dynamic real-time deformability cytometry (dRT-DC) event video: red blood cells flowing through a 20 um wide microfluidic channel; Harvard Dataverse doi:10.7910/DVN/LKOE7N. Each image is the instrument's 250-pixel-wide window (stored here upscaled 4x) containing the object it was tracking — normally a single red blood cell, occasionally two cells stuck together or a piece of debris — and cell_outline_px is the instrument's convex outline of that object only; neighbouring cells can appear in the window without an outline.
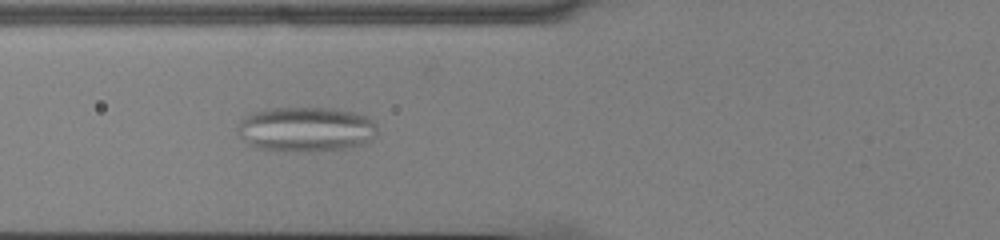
{"species": "common noctule bat (a hibernating species)", "species_latin": "Nyctalus noctula", "temperature_condition": "cold", "stored_images_in_passage": 34, "camera_frame_rate_fps": 3000, "um_per_image_px": 0.085, "animal": {"sex": "male", "body_mass_g": 13.0, "forearm_length_mm": 53.1}, "frame": {"image": 1, "passage_image": 6, "time_ms": 1.667, "image_size_px": [1000, 240], "cell_outline_px": [[376, 136], [368, 144], [348, 148], [256, 148], [240, 136], [236, 128], [240, 120], [244, 116], [252, 112], [268, 108], [336, 108], [368, 116], [376, 124]], "centroid_in_image_um": [26.05, 10.92], "position_along_channel_um": 99.8, "area_um2": 35.6}}
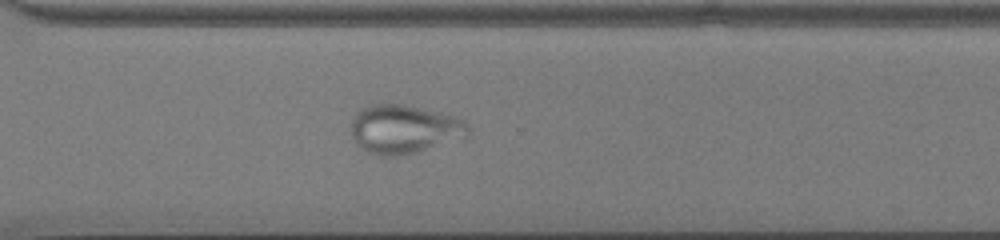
{"frame": {"image": 2, "passage_image": 25, "time_ms": 8.0, "image_size_px": [1000, 240], "cell_outline_px": [[472, 136], [468, 140], [416, 152], [396, 156], [380, 156], [368, 152], [360, 148], [356, 144], [352, 136], [352, 120], [356, 112], [360, 108], [372, 104], [396, 104], [436, 112], [452, 116], [464, 120], [472, 128]], "centroid_in_image_um": [34.45, 11.02], "position_along_channel_um": 336.2, "area_um2": 33.87}}
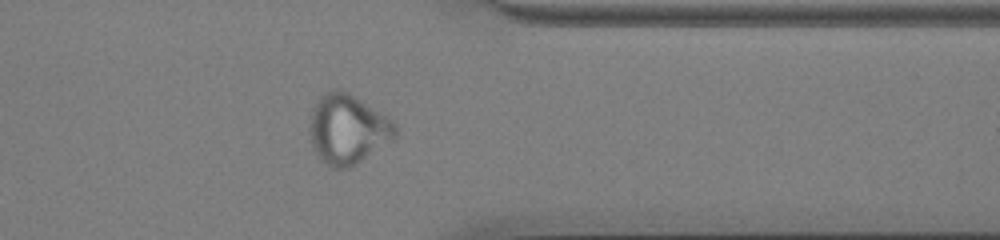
{"frame": {"image": 3, "passage_image": 29, "time_ms": 9.333, "image_size_px": [1000, 240], "cell_outline_px": [[396, 136], [392, 140], [356, 164], [348, 168], [332, 168], [312, 148], [308, 124], [312, 108], [320, 96], [332, 88], [336, 88], [348, 92], [392, 120], [396, 124]], "centroid_in_image_um": [29.52, 10.96], "position_along_channel_um": 381.9, "area_um2": 34.51}}